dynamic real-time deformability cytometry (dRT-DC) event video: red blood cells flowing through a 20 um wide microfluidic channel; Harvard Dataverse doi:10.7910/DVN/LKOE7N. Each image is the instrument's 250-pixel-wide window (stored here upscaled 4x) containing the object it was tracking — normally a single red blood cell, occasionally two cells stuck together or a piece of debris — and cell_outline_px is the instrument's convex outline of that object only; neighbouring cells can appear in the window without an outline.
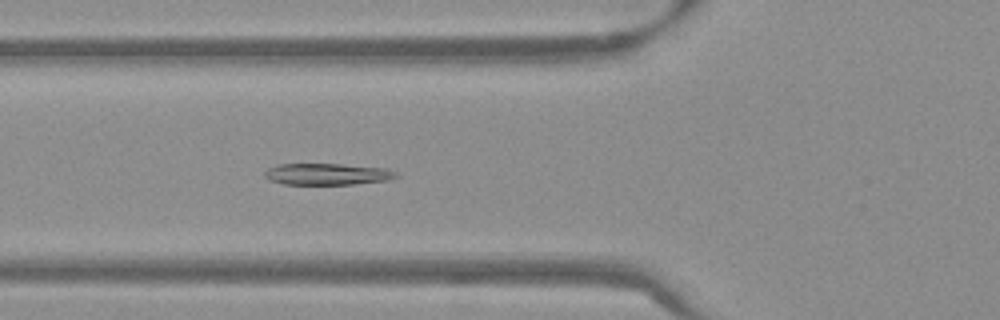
{"species": "Egyptian fruit bat (a non-hibernating species)", "species_latin": "Rousettus aegyptiacus", "temperature_condition": "warm", "stored_images_in_passage": 36, "camera_frame_rate_fps": 3000, "um_per_image_px": 0.085, "frame": {"image": 1, "passage_image": 3, "time_ms": 0.667, "image_size_px": [1000, 320], "cell_outline_px": [[400, 176], [388, 180], [352, 184], [284, 184], [268, 180], [264, 176], [264, 172], [268, 168], [280, 164], [340, 164], [388, 168], [396, 172]], "centroid_in_image_um": [27.83, 14.8], "position_along_channel_um": 98.0, "area_um2": 16.53}}
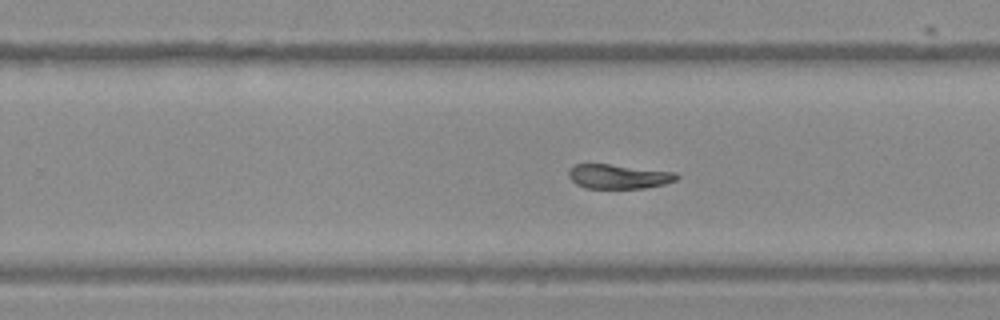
{"frame": {"image": 2, "passage_image": 17, "time_ms": 5.333, "image_size_px": [1000, 320], "cell_outline_px": [[680, 176], [676, 180], [664, 184], [644, 188], [584, 188], [576, 184], [568, 176], [568, 168], [572, 164], [608, 164], [676, 172]], "centroid_in_image_um": [52.54, 15.0], "position_along_channel_um": 277.3, "area_um2": 15.43}}
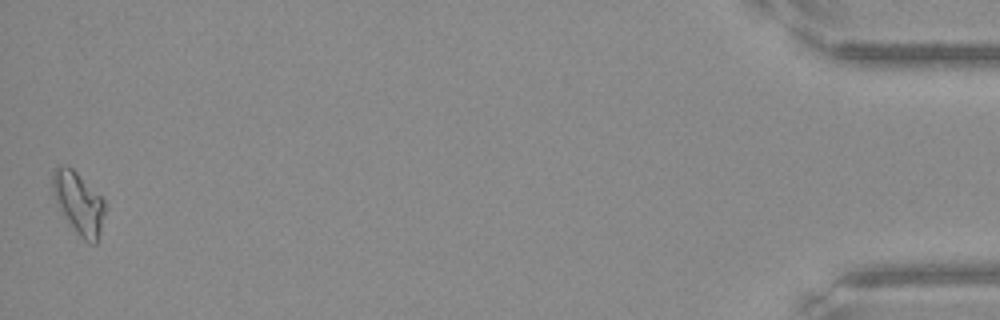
{"frame": {"image": 3, "passage_image": 36, "time_ms": 11.667, "image_size_px": [1000, 320], "cell_outline_px": [[104, 212], [96, 244], [88, 244], [76, 232], [60, 208], [52, 192], [52, 168], [56, 164], [64, 164], [72, 168], [104, 200]], "centroid_in_image_um": [6.64, 17.2], "position_along_channel_um": 428.6, "area_um2": 18.5}}